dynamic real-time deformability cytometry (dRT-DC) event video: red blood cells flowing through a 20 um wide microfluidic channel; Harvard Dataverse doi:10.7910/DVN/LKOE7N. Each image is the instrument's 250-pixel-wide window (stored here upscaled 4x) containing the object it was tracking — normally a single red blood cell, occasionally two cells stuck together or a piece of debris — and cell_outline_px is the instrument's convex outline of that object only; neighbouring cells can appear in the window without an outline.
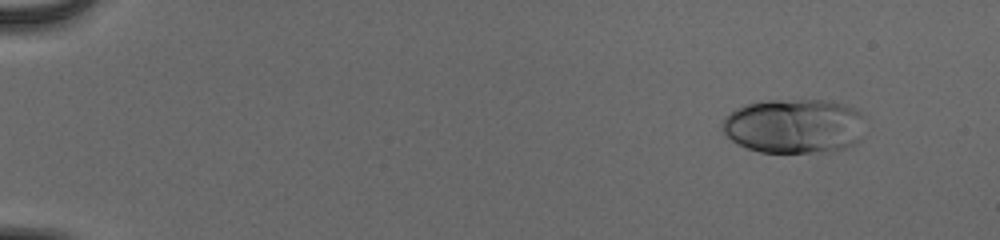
{"species": "human", "species_latin": "Homo sapiens", "temperature_condition": "cold", "stored_images_in_passage": 49, "camera_frame_rate_fps": 3000, "um_per_image_px": 0.085, "donor": {"sex": "male"}, "frame": {"image": 1, "passage_image": 1, "time_ms": 0.0, "image_size_px": [1000, 240], "cell_outline_px": [[864, 116], [860, 140], [856, 144], [844, 148], [812, 152], [760, 152], [748, 148], [732, 140], [720, 128], [724, 116], [736, 108], [744, 104], [768, 100], [828, 100], [848, 104], [856, 108]], "centroid_in_image_um": [67.51, 10.68], "position_along_channel_um": 17.5, "area_um2": 45.78}}
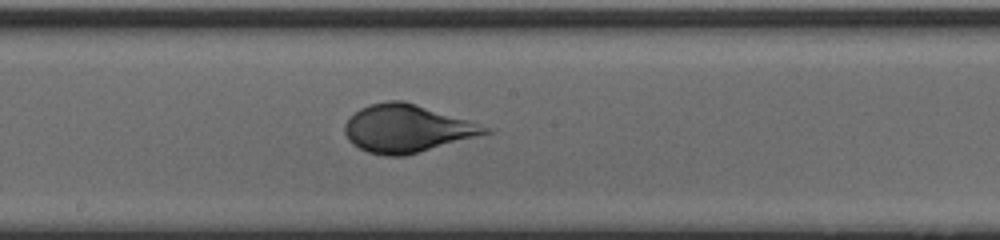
{"frame": {"image": 2, "passage_image": 27, "time_ms": 8.667, "image_size_px": [1000, 240], "cell_outline_px": [[496, 132], [404, 156], [384, 156], [368, 152], [352, 144], [348, 140], [344, 132], [344, 124], [360, 108], [368, 104], [388, 100], [404, 100], [496, 128]], "centroid_in_image_um": [34.66, 10.92], "position_along_channel_um": 213.5, "area_um2": 39.59}}
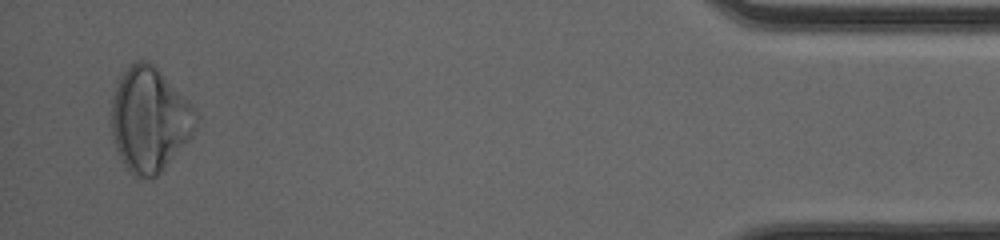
{"frame": {"image": 3, "passage_image": 48, "time_ms": 15.667, "image_size_px": [1000, 240], "cell_outline_px": [[200, 120], [196, 128], [188, 140], [160, 172], [156, 176], [132, 176], [128, 172], [116, 148], [112, 136], [108, 112], [112, 96], [120, 72], [128, 64], [136, 60], [148, 60], [196, 108], [200, 116]], "centroid_in_image_um": [12.67, 10.12], "position_along_channel_um": 422.5, "area_um2": 52.08}, "authors_computed_cell_mechanics": {"area_um2": 42.0206, "velocity_mm_per_s": 3.9238, "shape_relaxation_time_tau1_ms": 3.1072, "shape_relaxation_time_tau2_ms": null, "deformation_change_tau1": 0.1751, "deformation_change_tau2": null}}